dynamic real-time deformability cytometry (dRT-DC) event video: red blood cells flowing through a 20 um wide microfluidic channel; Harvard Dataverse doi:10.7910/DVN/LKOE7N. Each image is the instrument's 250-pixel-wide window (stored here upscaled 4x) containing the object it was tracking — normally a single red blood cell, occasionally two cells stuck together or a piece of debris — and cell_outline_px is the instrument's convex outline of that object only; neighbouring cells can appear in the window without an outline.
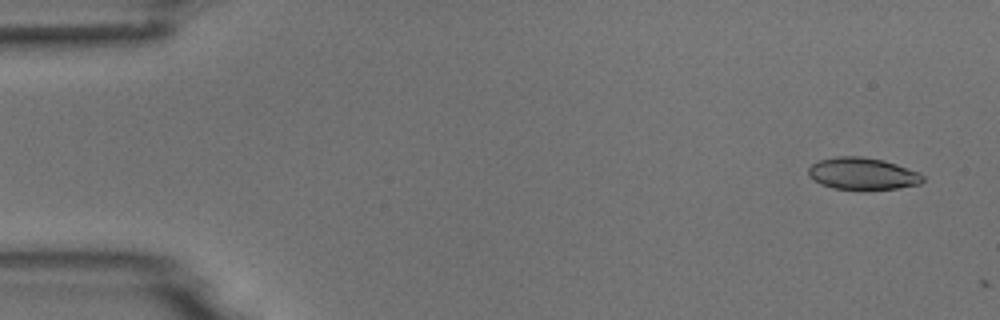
{"species": "common noctule bat (a hibernating species)", "species_latin": "Nyctalus noctula", "temperature_condition": "room temperature", "stored_images_in_passage": 4, "segment_of_instrument_passage": [2, 2], "camera_frame_rate_fps": 3000, "um_per_image_px": 0.085, "animal": {"sex": "male", "body_mass_g": 18.8}, "frame": {"image": 1, "passage_image": 4, "time_ms": 4.333, "image_size_px": [1000, 320], "cell_outline_px": [[924, 180], [920, 184], [896, 188], [864, 192], [832, 188], [820, 184], [812, 180], [808, 176], [808, 168], [812, 164], [820, 160], [836, 156], [860, 156], [884, 160], [920, 172], [924, 176]], "centroid_in_image_um": [73.31, 14.79], "position_along_channel_um": 11.7, "area_um2": 22.08}}